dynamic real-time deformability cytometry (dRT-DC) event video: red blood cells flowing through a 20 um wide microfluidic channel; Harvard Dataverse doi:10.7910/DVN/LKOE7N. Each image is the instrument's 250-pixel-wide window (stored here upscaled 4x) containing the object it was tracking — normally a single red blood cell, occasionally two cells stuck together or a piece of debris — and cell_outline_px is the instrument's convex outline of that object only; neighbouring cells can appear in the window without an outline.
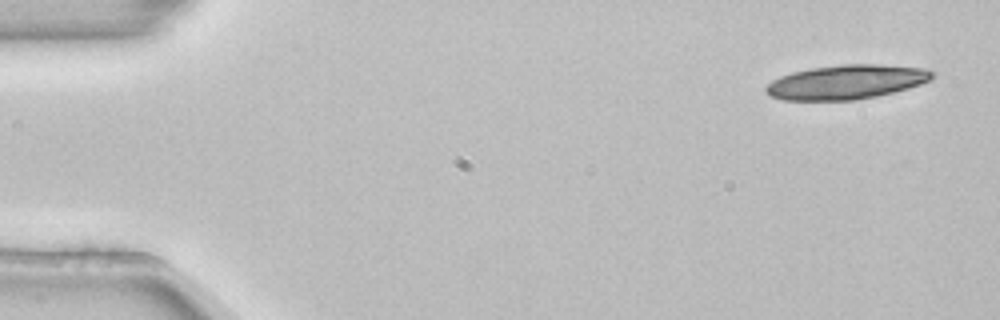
{"species": "common noctule bat (a hibernating species)", "species_latin": "Nyctalus noctula", "temperature_condition": "room temperature", "stored_images_in_passage": 3, "camera_frame_rate_fps": 3000, "um_per_image_px": 0.085, "animal": {"sex": "female", "body_mass_g": 22.7, "forearm_length_mm": 54.2}, "frame": {"image": 1, "passage_image": 1, "time_ms": 0.0, "image_size_px": [1000, 320], "cell_outline_px": [[936, 76], [932, 80], [908, 88], [876, 96], [856, 100], [784, 100], [768, 96], [764, 92], [764, 88], [772, 80], [780, 76], [792, 72], [812, 68], [840, 64], [880, 64], [924, 68], [936, 72]], "centroid_in_image_um": [71.94, 6.97], "position_along_channel_um": 13.1, "area_um2": 33.52}}